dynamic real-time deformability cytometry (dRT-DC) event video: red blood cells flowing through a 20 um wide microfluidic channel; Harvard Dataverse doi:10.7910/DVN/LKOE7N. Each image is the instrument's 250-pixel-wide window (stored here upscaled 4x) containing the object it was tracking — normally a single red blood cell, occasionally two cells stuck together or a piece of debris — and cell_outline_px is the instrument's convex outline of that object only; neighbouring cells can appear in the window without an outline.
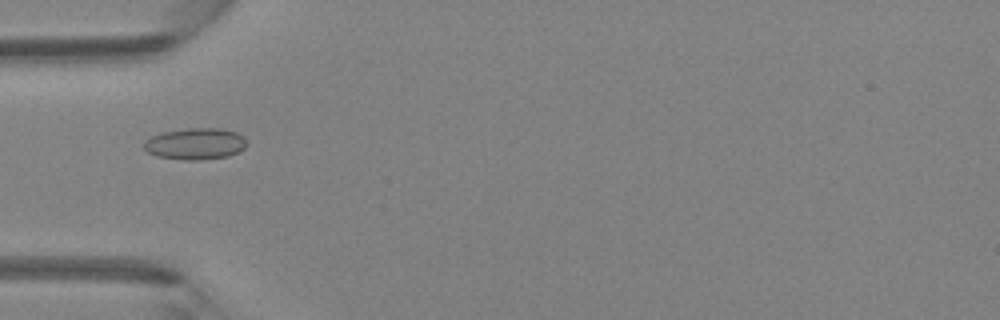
{"species": "Egyptian fruit bat (a non-hibernating species)", "species_latin": "Rousettus aegyptiacus", "temperature_condition": "room temperature", "stored_images_in_passage": 6, "camera_frame_rate_fps": 3000, "um_per_image_px": 0.085, "animal": {"sex": "female"}, "frame": {"image": 1, "passage_image": 5, "time_ms": 4.667, "image_size_px": [1000, 320], "cell_outline_px": [[248, 144], [244, 148], [228, 156], [200, 160], [184, 160], [156, 156], [148, 152], [144, 148], [144, 140], [160, 132], [188, 128], [220, 128], [236, 132], [244, 136]], "centroid_in_image_um": [16.6, 12.21], "position_along_channel_um": 68.4, "area_um2": 19.02}}
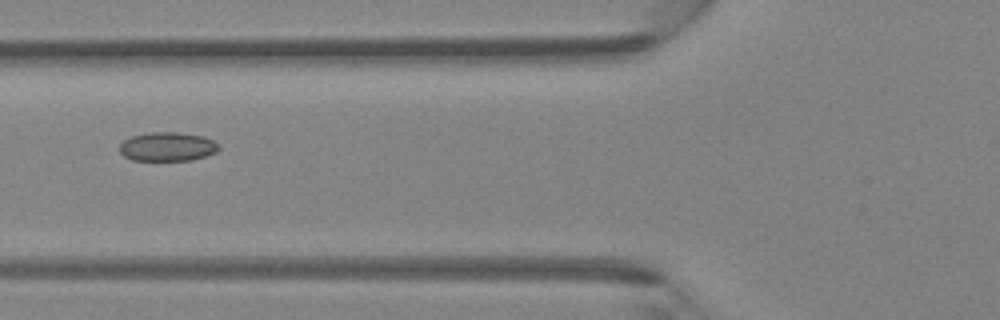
{"frame": {"image": 2, "passage_image": 6, "time_ms": 5.667, "image_size_px": [1000, 320], "cell_outline_px": [[220, 148], [216, 152], [192, 160], [132, 160], [124, 156], [120, 152], [120, 144], [124, 140], [132, 136], [148, 132], [176, 132], [204, 136], [220, 144]], "centroid_in_image_um": [14.24, 12.46], "position_along_channel_um": 111.6, "area_um2": 16.76}}